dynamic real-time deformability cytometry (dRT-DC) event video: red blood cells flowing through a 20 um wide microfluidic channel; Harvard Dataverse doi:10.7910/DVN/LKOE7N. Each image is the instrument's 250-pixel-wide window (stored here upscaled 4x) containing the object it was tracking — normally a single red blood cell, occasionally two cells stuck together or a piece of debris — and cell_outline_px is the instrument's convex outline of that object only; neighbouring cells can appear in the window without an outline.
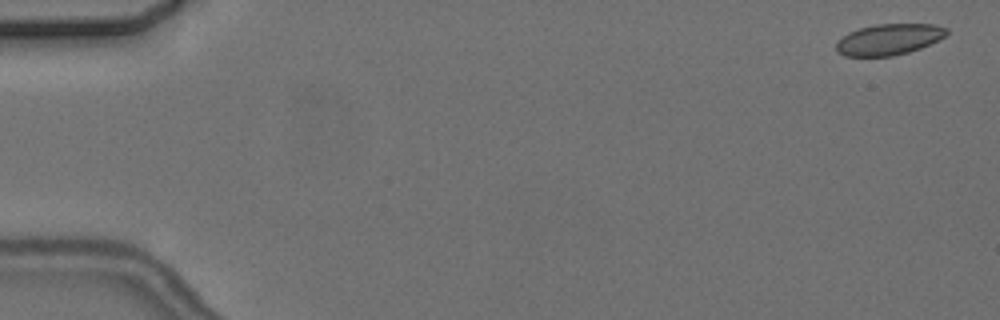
{"species": "common noctule bat (a hibernating species)", "species_latin": "Nyctalus noctula", "temperature_condition": "cold", "stored_images_in_passage": 5, "camera_frame_rate_fps": 3000, "um_per_image_px": 0.085, "animal": {"sex": "female", "body_mass_g": 24.6, "forearm_length_mm": 56.2}, "frame": {"image": 1, "passage_image": 1, "time_ms": 0.0, "image_size_px": [1000, 320], "cell_outline_px": [[948, 32], [944, 36], [920, 48], [908, 52], [892, 56], [844, 56], [836, 52], [836, 44], [848, 32], [860, 28], [876, 24], [932, 24], [948, 28]], "centroid_in_image_um": [75.53, 3.35], "position_along_channel_um": 9.5, "area_um2": 19.77}}
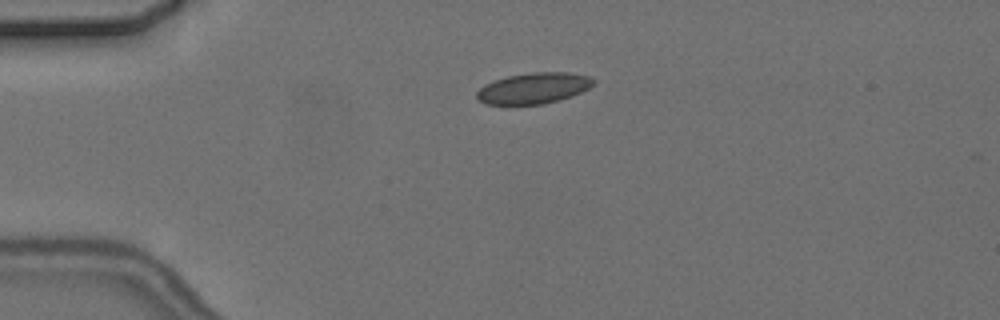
{"frame": {"image": 2, "passage_image": 4, "time_ms": 4.0, "image_size_px": [1000, 320], "cell_outline_px": [[596, 80], [588, 88], [572, 96], [560, 100], [544, 104], [484, 104], [476, 96], [476, 92], [484, 84], [508, 76], [532, 72], [568, 72], [592, 76]], "centroid_in_image_um": [45.38, 7.49], "position_along_channel_um": 39.6, "area_um2": 21.04}}